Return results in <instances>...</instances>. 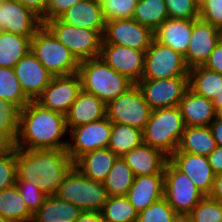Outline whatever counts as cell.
I'll list each match as a JSON object with an SVG mask.
<instances>
[{
	"instance_id": "41",
	"label": "cell",
	"mask_w": 222,
	"mask_h": 222,
	"mask_svg": "<svg viewBox=\"0 0 222 222\" xmlns=\"http://www.w3.org/2000/svg\"><path fill=\"white\" fill-rule=\"evenodd\" d=\"M169 18L198 19V0H164Z\"/></svg>"
},
{
	"instance_id": "8",
	"label": "cell",
	"mask_w": 222,
	"mask_h": 222,
	"mask_svg": "<svg viewBox=\"0 0 222 222\" xmlns=\"http://www.w3.org/2000/svg\"><path fill=\"white\" fill-rule=\"evenodd\" d=\"M204 197L186 174L166 162L163 198L178 215H188Z\"/></svg>"
},
{
	"instance_id": "18",
	"label": "cell",
	"mask_w": 222,
	"mask_h": 222,
	"mask_svg": "<svg viewBox=\"0 0 222 222\" xmlns=\"http://www.w3.org/2000/svg\"><path fill=\"white\" fill-rule=\"evenodd\" d=\"M169 161L179 171L186 174L205 196L211 194L216 174L207 156L174 152L169 157Z\"/></svg>"
},
{
	"instance_id": "9",
	"label": "cell",
	"mask_w": 222,
	"mask_h": 222,
	"mask_svg": "<svg viewBox=\"0 0 222 222\" xmlns=\"http://www.w3.org/2000/svg\"><path fill=\"white\" fill-rule=\"evenodd\" d=\"M151 113L152 109L137 84L106 105V117L112 123L133 126L141 130L149 121Z\"/></svg>"
},
{
	"instance_id": "39",
	"label": "cell",
	"mask_w": 222,
	"mask_h": 222,
	"mask_svg": "<svg viewBox=\"0 0 222 222\" xmlns=\"http://www.w3.org/2000/svg\"><path fill=\"white\" fill-rule=\"evenodd\" d=\"M138 0H100L105 21L133 18Z\"/></svg>"
},
{
	"instance_id": "36",
	"label": "cell",
	"mask_w": 222,
	"mask_h": 222,
	"mask_svg": "<svg viewBox=\"0 0 222 222\" xmlns=\"http://www.w3.org/2000/svg\"><path fill=\"white\" fill-rule=\"evenodd\" d=\"M0 98L16 104L20 109L30 102L21 89L14 68L0 67Z\"/></svg>"
},
{
	"instance_id": "34",
	"label": "cell",
	"mask_w": 222,
	"mask_h": 222,
	"mask_svg": "<svg viewBox=\"0 0 222 222\" xmlns=\"http://www.w3.org/2000/svg\"><path fill=\"white\" fill-rule=\"evenodd\" d=\"M169 18L164 0H138L133 19L155 31Z\"/></svg>"
},
{
	"instance_id": "16",
	"label": "cell",
	"mask_w": 222,
	"mask_h": 222,
	"mask_svg": "<svg viewBox=\"0 0 222 222\" xmlns=\"http://www.w3.org/2000/svg\"><path fill=\"white\" fill-rule=\"evenodd\" d=\"M221 39V29L200 18L193 19L192 36L184 55L187 67L203 66Z\"/></svg>"
},
{
	"instance_id": "1",
	"label": "cell",
	"mask_w": 222,
	"mask_h": 222,
	"mask_svg": "<svg viewBox=\"0 0 222 222\" xmlns=\"http://www.w3.org/2000/svg\"><path fill=\"white\" fill-rule=\"evenodd\" d=\"M73 166L66 149H16V181L39 186L47 196L56 194Z\"/></svg>"
},
{
	"instance_id": "35",
	"label": "cell",
	"mask_w": 222,
	"mask_h": 222,
	"mask_svg": "<svg viewBox=\"0 0 222 222\" xmlns=\"http://www.w3.org/2000/svg\"><path fill=\"white\" fill-rule=\"evenodd\" d=\"M104 222H137L138 213L126 196H108L100 211Z\"/></svg>"
},
{
	"instance_id": "51",
	"label": "cell",
	"mask_w": 222,
	"mask_h": 222,
	"mask_svg": "<svg viewBox=\"0 0 222 222\" xmlns=\"http://www.w3.org/2000/svg\"><path fill=\"white\" fill-rule=\"evenodd\" d=\"M217 146H222V122L216 118L209 125Z\"/></svg>"
},
{
	"instance_id": "27",
	"label": "cell",
	"mask_w": 222,
	"mask_h": 222,
	"mask_svg": "<svg viewBox=\"0 0 222 222\" xmlns=\"http://www.w3.org/2000/svg\"><path fill=\"white\" fill-rule=\"evenodd\" d=\"M82 210L55 195L47 196L43 205L33 215L32 222H75Z\"/></svg>"
},
{
	"instance_id": "11",
	"label": "cell",
	"mask_w": 222,
	"mask_h": 222,
	"mask_svg": "<svg viewBox=\"0 0 222 222\" xmlns=\"http://www.w3.org/2000/svg\"><path fill=\"white\" fill-rule=\"evenodd\" d=\"M137 86L152 110L178 106L189 88V77L141 79Z\"/></svg>"
},
{
	"instance_id": "7",
	"label": "cell",
	"mask_w": 222,
	"mask_h": 222,
	"mask_svg": "<svg viewBox=\"0 0 222 222\" xmlns=\"http://www.w3.org/2000/svg\"><path fill=\"white\" fill-rule=\"evenodd\" d=\"M42 25L66 46L79 62L99 57L103 37L97 31L68 25L59 18L44 21Z\"/></svg>"
},
{
	"instance_id": "4",
	"label": "cell",
	"mask_w": 222,
	"mask_h": 222,
	"mask_svg": "<svg viewBox=\"0 0 222 222\" xmlns=\"http://www.w3.org/2000/svg\"><path fill=\"white\" fill-rule=\"evenodd\" d=\"M185 127L178 106L152 110L150 119L142 130L143 143L170 157L178 149Z\"/></svg>"
},
{
	"instance_id": "45",
	"label": "cell",
	"mask_w": 222,
	"mask_h": 222,
	"mask_svg": "<svg viewBox=\"0 0 222 222\" xmlns=\"http://www.w3.org/2000/svg\"><path fill=\"white\" fill-rule=\"evenodd\" d=\"M82 0H48L41 22L59 18L66 10Z\"/></svg>"
},
{
	"instance_id": "48",
	"label": "cell",
	"mask_w": 222,
	"mask_h": 222,
	"mask_svg": "<svg viewBox=\"0 0 222 222\" xmlns=\"http://www.w3.org/2000/svg\"><path fill=\"white\" fill-rule=\"evenodd\" d=\"M25 7L31 9L35 14L41 17L46 10L48 0H16Z\"/></svg>"
},
{
	"instance_id": "20",
	"label": "cell",
	"mask_w": 222,
	"mask_h": 222,
	"mask_svg": "<svg viewBox=\"0 0 222 222\" xmlns=\"http://www.w3.org/2000/svg\"><path fill=\"white\" fill-rule=\"evenodd\" d=\"M122 158L135 177L164 174L165 164L169 160L161 150L145 143L131 149Z\"/></svg>"
},
{
	"instance_id": "15",
	"label": "cell",
	"mask_w": 222,
	"mask_h": 222,
	"mask_svg": "<svg viewBox=\"0 0 222 222\" xmlns=\"http://www.w3.org/2000/svg\"><path fill=\"white\" fill-rule=\"evenodd\" d=\"M99 57L134 84L142 79L145 62L144 51L116 44H101Z\"/></svg>"
},
{
	"instance_id": "38",
	"label": "cell",
	"mask_w": 222,
	"mask_h": 222,
	"mask_svg": "<svg viewBox=\"0 0 222 222\" xmlns=\"http://www.w3.org/2000/svg\"><path fill=\"white\" fill-rule=\"evenodd\" d=\"M188 216L192 222H222V204L205 196Z\"/></svg>"
},
{
	"instance_id": "40",
	"label": "cell",
	"mask_w": 222,
	"mask_h": 222,
	"mask_svg": "<svg viewBox=\"0 0 222 222\" xmlns=\"http://www.w3.org/2000/svg\"><path fill=\"white\" fill-rule=\"evenodd\" d=\"M178 214L162 198L138 213L137 222H173Z\"/></svg>"
},
{
	"instance_id": "12",
	"label": "cell",
	"mask_w": 222,
	"mask_h": 222,
	"mask_svg": "<svg viewBox=\"0 0 222 222\" xmlns=\"http://www.w3.org/2000/svg\"><path fill=\"white\" fill-rule=\"evenodd\" d=\"M111 129L112 122L107 117L72 128L69 131L72 141H68L66 149L71 160L75 162L88 152L107 148Z\"/></svg>"
},
{
	"instance_id": "10",
	"label": "cell",
	"mask_w": 222,
	"mask_h": 222,
	"mask_svg": "<svg viewBox=\"0 0 222 222\" xmlns=\"http://www.w3.org/2000/svg\"><path fill=\"white\" fill-rule=\"evenodd\" d=\"M189 77V68L184 56L171 47L152 41L145 51L142 79H168Z\"/></svg>"
},
{
	"instance_id": "28",
	"label": "cell",
	"mask_w": 222,
	"mask_h": 222,
	"mask_svg": "<svg viewBox=\"0 0 222 222\" xmlns=\"http://www.w3.org/2000/svg\"><path fill=\"white\" fill-rule=\"evenodd\" d=\"M217 147L209 126H186L175 152L208 156Z\"/></svg>"
},
{
	"instance_id": "56",
	"label": "cell",
	"mask_w": 222,
	"mask_h": 222,
	"mask_svg": "<svg viewBox=\"0 0 222 222\" xmlns=\"http://www.w3.org/2000/svg\"><path fill=\"white\" fill-rule=\"evenodd\" d=\"M0 222H14V221L4 218L3 216L0 215Z\"/></svg>"
},
{
	"instance_id": "14",
	"label": "cell",
	"mask_w": 222,
	"mask_h": 222,
	"mask_svg": "<svg viewBox=\"0 0 222 222\" xmlns=\"http://www.w3.org/2000/svg\"><path fill=\"white\" fill-rule=\"evenodd\" d=\"M81 90L78 73L53 76L49 85L35 101L46 109L66 115Z\"/></svg>"
},
{
	"instance_id": "21",
	"label": "cell",
	"mask_w": 222,
	"mask_h": 222,
	"mask_svg": "<svg viewBox=\"0 0 222 222\" xmlns=\"http://www.w3.org/2000/svg\"><path fill=\"white\" fill-rule=\"evenodd\" d=\"M59 19L71 26L97 31L102 37L106 21L100 0H82L68 10Z\"/></svg>"
},
{
	"instance_id": "3",
	"label": "cell",
	"mask_w": 222,
	"mask_h": 222,
	"mask_svg": "<svg viewBox=\"0 0 222 222\" xmlns=\"http://www.w3.org/2000/svg\"><path fill=\"white\" fill-rule=\"evenodd\" d=\"M82 90L95 95L106 105L134 85L100 57L81 61L78 68Z\"/></svg>"
},
{
	"instance_id": "31",
	"label": "cell",
	"mask_w": 222,
	"mask_h": 222,
	"mask_svg": "<svg viewBox=\"0 0 222 222\" xmlns=\"http://www.w3.org/2000/svg\"><path fill=\"white\" fill-rule=\"evenodd\" d=\"M143 143L142 130L133 126L112 123L109 148L118 157Z\"/></svg>"
},
{
	"instance_id": "13",
	"label": "cell",
	"mask_w": 222,
	"mask_h": 222,
	"mask_svg": "<svg viewBox=\"0 0 222 222\" xmlns=\"http://www.w3.org/2000/svg\"><path fill=\"white\" fill-rule=\"evenodd\" d=\"M154 40V31L133 18L106 21L101 44H116L146 51Z\"/></svg>"
},
{
	"instance_id": "5",
	"label": "cell",
	"mask_w": 222,
	"mask_h": 222,
	"mask_svg": "<svg viewBox=\"0 0 222 222\" xmlns=\"http://www.w3.org/2000/svg\"><path fill=\"white\" fill-rule=\"evenodd\" d=\"M30 51L53 76L78 73L80 62L44 25L31 38Z\"/></svg>"
},
{
	"instance_id": "25",
	"label": "cell",
	"mask_w": 222,
	"mask_h": 222,
	"mask_svg": "<svg viewBox=\"0 0 222 222\" xmlns=\"http://www.w3.org/2000/svg\"><path fill=\"white\" fill-rule=\"evenodd\" d=\"M193 30V19L167 18L155 31L154 40L186 54Z\"/></svg>"
},
{
	"instance_id": "24",
	"label": "cell",
	"mask_w": 222,
	"mask_h": 222,
	"mask_svg": "<svg viewBox=\"0 0 222 222\" xmlns=\"http://www.w3.org/2000/svg\"><path fill=\"white\" fill-rule=\"evenodd\" d=\"M185 126L206 127L216 118V108L211 100L196 94L190 88L178 105Z\"/></svg>"
},
{
	"instance_id": "30",
	"label": "cell",
	"mask_w": 222,
	"mask_h": 222,
	"mask_svg": "<svg viewBox=\"0 0 222 222\" xmlns=\"http://www.w3.org/2000/svg\"><path fill=\"white\" fill-rule=\"evenodd\" d=\"M189 88L196 94L213 101L222 91V74L204 66L189 69Z\"/></svg>"
},
{
	"instance_id": "26",
	"label": "cell",
	"mask_w": 222,
	"mask_h": 222,
	"mask_svg": "<svg viewBox=\"0 0 222 222\" xmlns=\"http://www.w3.org/2000/svg\"><path fill=\"white\" fill-rule=\"evenodd\" d=\"M117 158L109 148L96 149L79 157L74 167L86 178L103 182Z\"/></svg>"
},
{
	"instance_id": "32",
	"label": "cell",
	"mask_w": 222,
	"mask_h": 222,
	"mask_svg": "<svg viewBox=\"0 0 222 222\" xmlns=\"http://www.w3.org/2000/svg\"><path fill=\"white\" fill-rule=\"evenodd\" d=\"M0 215L14 222H32L29 211L16 185L0 192Z\"/></svg>"
},
{
	"instance_id": "37",
	"label": "cell",
	"mask_w": 222,
	"mask_h": 222,
	"mask_svg": "<svg viewBox=\"0 0 222 222\" xmlns=\"http://www.w3.org/2000/svg\"><path fill=\"white\" fill-rule=\"evenodd\" d=\"M21 109L10 101L0 98V135L12 145L16 142Z\"/></svg>"
},
{
	"instance_id": "43",
	"label": "cell",
	"mask_w": 222,
	"mask_h": 222,
	"mask_svg": "<svg viewBox=\"0 0 222 222\" xmlns=\"http://www.w3.org/2000/svg\"><path fill=\"white\" fill-rule=\"evenodd\" d=\"M15 185L25 201L27 208L34 215L43 205L47 195L40 190L39 186H34L29 182L16 181Z\"/></svg>"
},
{
	"instance_id": "33",
	"label": "cell",
	"mask_w": 222,
	"mask_h": 222,
	"mask_svg": "<svg viewBox=\"0 0 222 222\" xmlns=\"http://www.w3.org/2000/svg\"><path fill=\"white\" fill-rule=\"evenodd\" d=\"M135 175L122 157H118L103 181L108 196H126L133 184Z\"/></svg>"
},
{
	"instance_id": "19",
	"label": "cell",
	"mask_w": 222,
	"mask_h": 222,
	"mask_svg": "<svg viewBox=\"0 0 222 222\" xmlns=\"http://www.w3.org/2000/svg\"><path fill=\"white\" fill-rule=\"evenodd\" d=\"M21 89L30 101H35L49 85L53 75L29 51L15 66Z\"/></svg>"
},
{
	"instance_id": "44",
	"label": "cell",
	"mask_w": 222,
	"mask_h": 222,
	"mask_svg": "<svg viewBox=\"0 0 222 222\" xmlns=\"http://www.w3.org/2000/svg\"><path fill=\"white\" fill-rule=\"evenodd\" d=\"M199 18L222 30V0H200Z\"/></svg>"
},
{
	"instance_id": "42",
	"label": "cell",
	"mask_w": 222,
	"mask_h": 222,
	"mask_svg": "<svg viewBox=\"0 0 222 222\" xmlns=\"http://www.w3.org/2000/svg\"><path fill=\"white\" fill-rule=\"evenodd\" d=\"M16 148L12 146L0 156V192L16 183Z\"/></svg>"
},
{
	"instance_id": "29",
	"label": "cell",
	"mask_w": 222,
	"mask_h": 222,
	"mask_svg": "<svg viewBox=\"0 0 222 222\" xmlns=\"http://www.w3.org/2000/svg\"><path fill=\"white\" fill-rule=\"evenodd\" d=\"M30 37L0 31V67L14 66L30 51Z\"/></svg>"
},
{
	"instance_id": "2",
	"label": "cell",
	"mask_w": 222,
	"mask_h": 222,
	"mask_svg": "<svg viewBox=\"0 0 222 222\" xmlns=\"http://www.w3.org/2000/svg\"><path fill=\"white\" fill-rule=\"evenodd\" d=\"M66 116L30 101L20 111L16 149H67Z\"/></svg>"
},
{
	"instance_id": "52",
	"label": "cell",
	"mask_w": 222,
	"mask_h": 222,
	"mask_svg": "<svg viewBox=\"0 0 222 222\" xmlns=\"http://www.w3.org/2000/svg\"><path fill=\"white\" fill-rule=\"evenodd\" d=\"M13 145L2 135H0V156L5 154Z\"/></svg>"
},
{
	"instance_id": "54",
	"label": "cell",
	"mask_w": 222,
	"mask_h": 222,
	"mask_svg": "<svg viewBox=\"0 0 222 222\" xmlns=\"http://www.w3.org/2000/svg\"><path fill=\"white\" fill-rule=\"evenodd\" d=\"M173 222H192L188 215H178Z\"/></svg>"
},
{
	"instance_id": "55",
	"label": "cell",
	"mask_w": 222,
	"mask_h": 222,
	"mask_svg": "<svg viewBox=\"0 0 222 222\" xmlns=\"http://www.w3.org/2000/svg\"><path fill=\"white\" fill-rule=\"evenodd\" d=\"M216 119L222 122V107L217 109Z\"/></svg>"
},
{
	"instance_id": "47",
	"label": "cell",
	"mask_w": 222,
	"mask_h": 222,
	"mask_svg": "<svg viewBox=\"0 0 222 222\" xmlns=\"http://www.w3.org/2000/svg\"><path fill=\"white\" fill-rule=\"evenodd\" d=\"M207 157L214 173H222V146H217Z\"/></svg>"
},
{
	"instance_id": "49",
	"label": "cell",
	"mask_w": 222,
	"mask_h": 222,
	"mask_svg": "<svg viewBox=\"0 0 222 222\" xmlns=\"http://www.w3.org/2000/svg\"><path fill=\"white\" fill-rule=\"evenodd\" d=\"M75 222H104L99 211H82Z\"/></svg>"
},
{
	"instance_id": "46",
	"label": "cell",
	"mask_w": 222,
	"mask_h": 222,
	"mask_svg": "<svg viewBox=\"0 0 222 222\" xmlns=\"http://www.w3.org/2000/svg\"><path fill=\"white\" fill-rule=\"evenodd\" d=\"M203 66L209 70L222 74V39L211 52Z\"/></svg>"
},
{
	"instance_id": "23",
	"label": "cell",
	"mask_w": 222,
	"mask_h": 222,
	"mask_svg": "<svg viewBox=\"0 0 222 222\" xmlns=\"http://www.w3.org/2000/svg\"><path fill=\"white\" fill-rule=\"evenodd\" d=\"M66 116L67 129L106 117V104L93 94L81 90Z\"/></svg>"
},
{
	"instance_id": "6",
	"label": "cell",
	"mask_w": 222,
	"mask_h": 222,
	"mask_svg": "<svg viewBox=\"0 0 222 222\" xmlns=\"http://www.w3.org/2000/svg\"><path fill=\"white\" fill-rule=\"evenodd\" d=\"M55 196L82 211H101L108 195L103 182L83 176L74 166L64 177Z\"/></svg>"
},
{
	"instance_id": "17",
	"label": "cell",
	"mask_w": 222,
	"mask_h": 222,
	"mask_svg": "<svg viewBox=\"0 0 222 222\" xmlns=\"http://www.w3.org/2000/svg\"><path fill=\"white\" fill-rule=\"evenodd\" d=\"M41 26L31 9L16 0H0V31L32 38Z\"/></svg>"
},
{
	"instance_id": "50",
	"label": "cell",
	"mask_w": 222,
	"mask_h": 222,
	"mask_svg": "<svg viewBox=\"0 0 222 222\" xmlns=\"http://www.w3.org/2000/svg\"><path fill=\"white\" fill-rule=\"evenodd\" d=\"M209 196L222 204V173L215 175L213 189Z\"/></svg>"
},
{
	"instance_id": "22",
	"label": "cell",
	"mask_w": 222,
	"mask_h": 222,
	"mask_svg": "<svg viewBox=\"0 0 222 222\" xmlns=\"http://www.w3.org/2000/svg\"><path fill=\"white\" fill-rule=\"evenodd\" d=\"M164 174L138 176L126 197L137 213L147 209L152 203L163 198Z\"/></svg>"
},
{
	"instance_id": "53",
	"label": "cell",
	"mask_w": 222,
	"mask_h": 222,
	"mask_svg": "<svg viewBox=\"0 0 222 222\" xmlns=\"http://www.w3.org/2000/svg\"><path fill=\"white\" fill-rule=\"evenodd\" d=\"M213 104L215 105L216 110L222 107V91L213 99Z\"/></svg>"
}]
</instances>
